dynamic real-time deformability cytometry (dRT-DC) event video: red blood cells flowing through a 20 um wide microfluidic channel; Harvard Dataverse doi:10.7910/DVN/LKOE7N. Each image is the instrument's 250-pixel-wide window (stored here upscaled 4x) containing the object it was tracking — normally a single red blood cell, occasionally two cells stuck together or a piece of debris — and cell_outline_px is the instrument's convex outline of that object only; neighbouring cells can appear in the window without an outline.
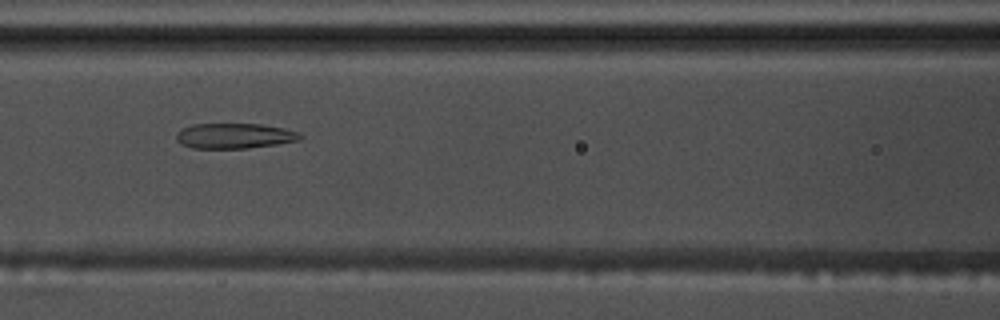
{"species": "common noctule bat (a hibernating species)", "species_latin": "Nyctalus noctula", "temperature_condition": "warm", "stored_images_in_passage": 45, "camera_frame_rate_fps": 3000, "um_per_image_px": 0.085, "animal": {"sex": "male", "body_mass_g": 17.5, "forearm_length_mm": 52.3}, "frame": {"image": 1, "passage_image": 14, "time_ms": 4.333, "image_size_px": [1000, 320], "cell_outline_px": [[304, 136], [300, 140], [276, 144], [248, 148], [192, 148], [180, 144], [176, 140], [176, 132], [180, 128], [192, 124], [260, 124], [284, 128], [300, 132]], "centroid_in_image_um": [19.91, 11.54], "position_along_channel_um": 146.7, "area_um2": 18.44}}
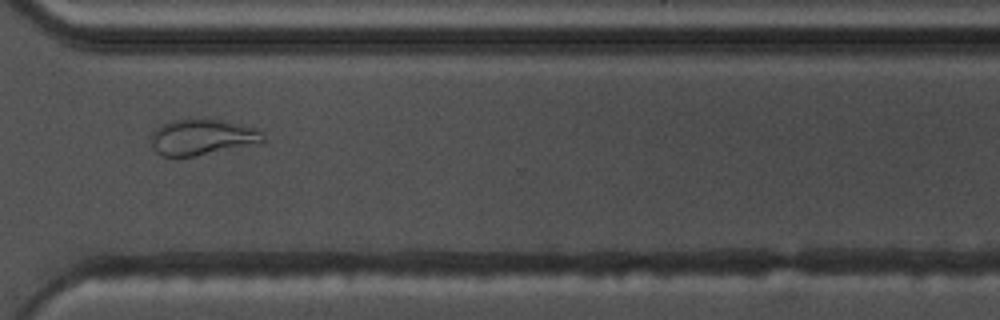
{"frame": {"image": 2, "passage_image": 31, "time_ms": 10.0, "image_size_px": [1000, 320], "cell_outline_px": [[264, 144], [192, 156], [160, 156], [156, 152], [152, 144], [152, 132], [160, 124], [172, 120], [224, 120], [256, 128], [264, 136]], "centroid_in_image_um": [17.23, 11.67], "position_along_channel_um": 353.4, "area_um2": 23.47}}
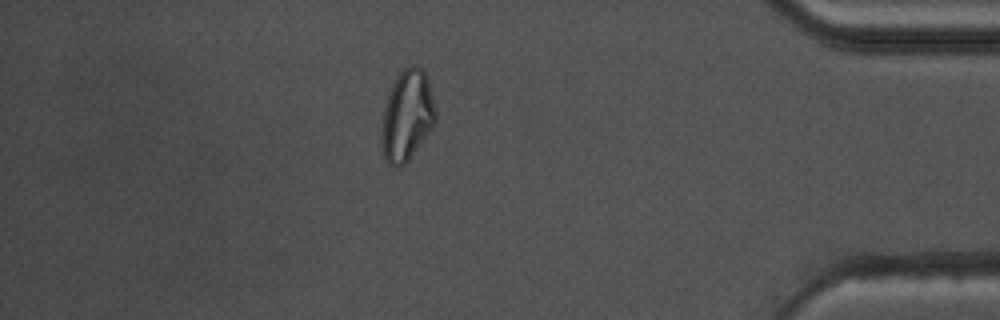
{"frame": {"image": 3, "passage_image": 38, "time_ms": 12.333, "image_size_px": [1000, 320], "cell_outline_px": [[436, 120], [432, 128], [408, 160], [404, 164], [396, 168], [388, 164], [384, 156], [380, 140], [380, 132], [384, 108], [392, 84], [396, 76], [408, 64], [416, 64], [428, 76], [436, 112]], "centroid_in_image_um": [34.59, 9.81], "position_along_channel_um": 400.6, "area_um2": 28.73}, "authors_computed_cell_mechanics": {"area_um2": 21.386, "velocity_mm_per_s": 3.6542, "shape_relaxation_time_tau1_ms": null, "shape_relaxation_time_tau2_ms": 1.9142, "deformation_change_tau1": null, "deformation_change_tau2": 0.104}}